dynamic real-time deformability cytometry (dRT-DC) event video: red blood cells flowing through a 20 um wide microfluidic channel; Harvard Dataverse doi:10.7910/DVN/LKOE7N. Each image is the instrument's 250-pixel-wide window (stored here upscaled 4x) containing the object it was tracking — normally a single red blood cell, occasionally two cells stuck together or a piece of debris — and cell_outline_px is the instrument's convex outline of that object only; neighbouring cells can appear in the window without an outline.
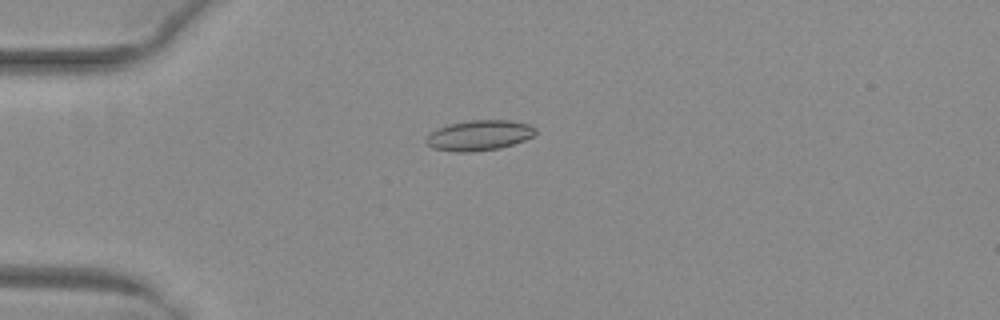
{"species": "common noctule bat (a hibernating species)", "species_latin": "Nyctalus noctula", "temperature_condition": "warm", "stored_images_in_passage": 53, "camera_frame_rate_fps": 3000, "um_per_image_px": 0.085, "animal": {"sex": "female", "body_mass_g": 29.2, "forearm_length_mm": 56.3}, "frame": {"image": 1, "passage_image": 15, "time_ms": 4.667, "image_size_px": [1000, 320], "cell_outline_px": [[536, 132], [532, 136], [524, 140], [500, 148], [468, 152], [456, 152], [432, 148], [424, 140], [432, 132], [448, 124], [468, 120], [508, 120], [528, 124], [536, 128]], "centroid_in_image_um": [40.73, 11.5], "position_along_channel_um": 44.3, "area_um2": 19.13}}
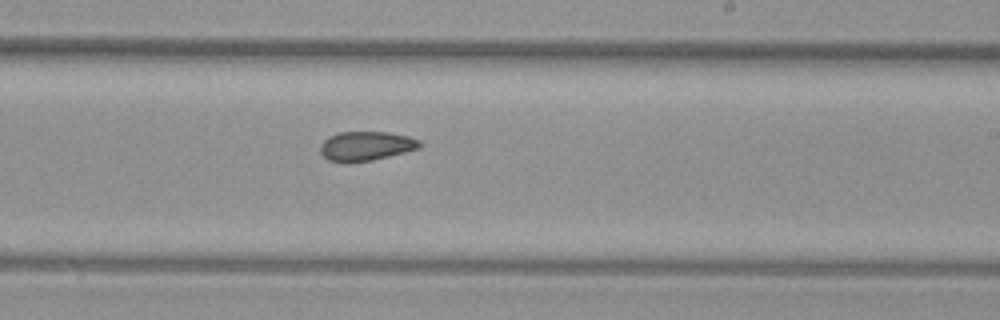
{"frame": {"image": 2, "passage_image": 33, "time_ms": 10.667, "image_size_px": [1000, 320], "cell_outline_px": [[420, 148], [372, 160], [348, 164], [344, 164], [328, 160], [320, 152], [320, 144], [328, 136], [340, 132], [388, 132], [408, 136], [420, 140]], "centroid_in_image_um": [31.06, 12.43], "position_along_channel_um": 257.9, "area_um2": 17.17}}
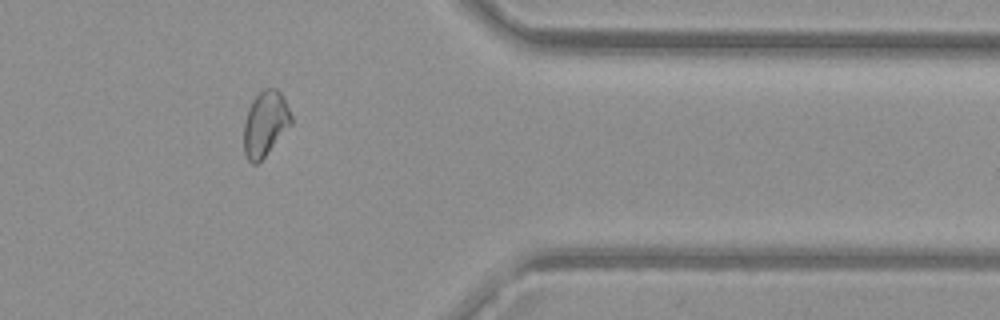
{"frame": {"image": 3, "passage_image": 44, "time_ms": 14.333, "image_size_px": [1000, 320], "cell_outline_px": [[292, 124], [264, 156], [256, 164], [252, 164], [244, 156], [244, 124], [248, 108], [252, 100], [264, 88], [276, 88], [280, 92], [292, 116]], "centroid_in_image_um": [22.53, 10.51], "position_along_channel_um": 388.9, "area_um2": 17.8}, "authors_computed_cell_mechanics": {"area_um2": 18.6116, "velocity_mm_per_s": 4.0091, "shape_relaxation_time_tau1_ms": null, "shape_relaxation_time_tau2_ms": 2.6988, "deformation_change_tau1": null, "deformation_change_tau2": 0.0817}}